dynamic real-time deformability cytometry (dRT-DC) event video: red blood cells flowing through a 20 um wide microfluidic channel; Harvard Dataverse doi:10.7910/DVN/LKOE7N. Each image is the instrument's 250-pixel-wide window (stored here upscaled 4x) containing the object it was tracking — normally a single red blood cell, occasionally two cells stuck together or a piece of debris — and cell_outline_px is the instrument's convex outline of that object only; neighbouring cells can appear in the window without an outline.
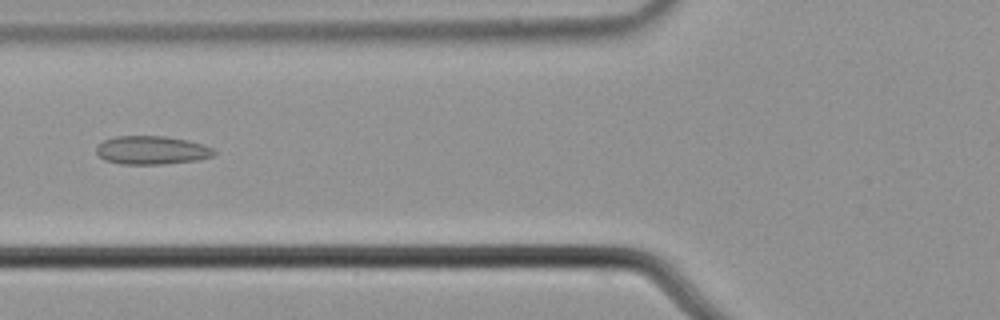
{"species": "common noctule bat (a hibernating species)", "species_latin": "Nyctalus noctula", "temperature_condition": "cold", "stored_images_in_passage": 6, "camera_frame_rate_fps": 3000, "um_per_image_px": 0.085, "animal": {"sex": "male", "body_mass_g": 21.5, "forearm_length_mm": 52.0}, "frame": {"image": 1, "passage_image": 6, "time_ms": 1.667, "image_size_px": [1000, 320], "cell_outline_px": [[216, 152], [212, 156], [200, 160], [164, 164], [120, 164], [104, 160], [96, 152], [96, 148], [104, 140], [116, 136], [164, 136], [188, 140], [204, 144], [212, 148]], "centroid_in_image_um": [12.92, 12.77], "position_along_channel_um": 112.9, "area_um2": 19.59}}